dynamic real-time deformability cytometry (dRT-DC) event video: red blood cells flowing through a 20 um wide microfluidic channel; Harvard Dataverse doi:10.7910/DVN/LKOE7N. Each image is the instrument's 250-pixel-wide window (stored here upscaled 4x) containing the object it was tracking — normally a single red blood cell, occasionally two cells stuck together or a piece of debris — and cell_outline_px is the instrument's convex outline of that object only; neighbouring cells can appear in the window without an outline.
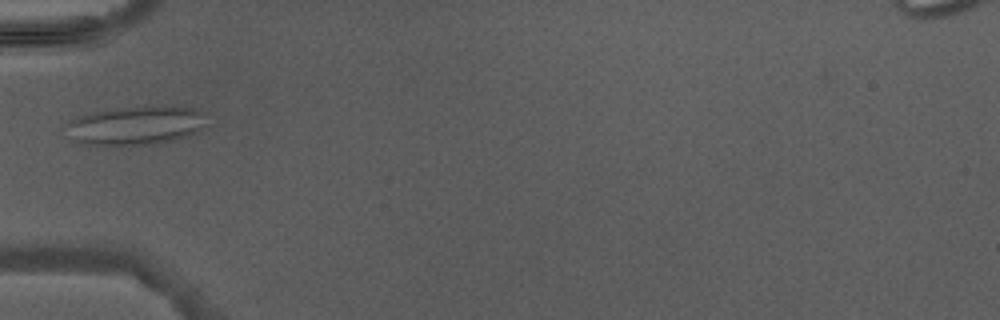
{"species": "Egyptian fruit bat (a non-hibernating species)", "species_latin": "Rousettus aegyptiacus", "temperature_condition": "warm", "stored_images_in_passage": 3, "camera_frame_rate_fps": 3000, "um_per_image_px": 0.085, "animal": {"sex": "male"}, "frame": {"image": 1, "passage_image": 2, "time_ms": 1.333, "image_size_px": [1000, 320], "cell_outline_px": [[208, 124], [200, 132], [188, 136], [172, 140], [148, 144], [84, 144], [72, 140], [60, 128], [60, 124], [76, 116], [92, 112], [120, 108], [196, 108], [208, 112]], "centroid_in_image_um": [11.49, 10.67], "position_along_channel_um": 73.5, "area_um2": 31.96}}